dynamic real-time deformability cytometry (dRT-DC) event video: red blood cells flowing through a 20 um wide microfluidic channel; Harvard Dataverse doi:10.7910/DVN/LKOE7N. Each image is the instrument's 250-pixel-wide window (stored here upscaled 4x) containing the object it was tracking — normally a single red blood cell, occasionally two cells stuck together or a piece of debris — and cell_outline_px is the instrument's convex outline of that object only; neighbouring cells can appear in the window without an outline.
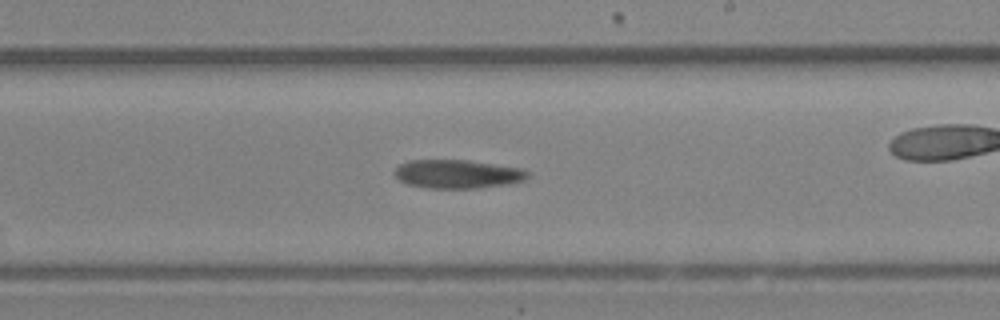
{"species": "Egyptian fruit bat (a non-hibernating species)", "species_latin": "Rousettus aegyptiacus", "temperature_condition": "room temperature", "stored_images_in_passage": 35, "camera_frame_rate_fps": 3000, "um_per_image_px": 0.085, "animal": {"sex": "female"}, "frame": {"image": 1, "passage_image": 20, "time_ms": 6.333, "image_size_px": [1000, 320], "cell_outline_px": [[528, 176], [524, 180], [508, 184], [476, 188], [428, 188], [408, 184], [400, 180], [392, 172], [400, 164], [408, 160], [468, 160], [520, 168], [528, 172]], "centroid_in_image_um": [38.86, 14.79], "position_along_channel_um": 250.1, "area_um2": 22.08}}